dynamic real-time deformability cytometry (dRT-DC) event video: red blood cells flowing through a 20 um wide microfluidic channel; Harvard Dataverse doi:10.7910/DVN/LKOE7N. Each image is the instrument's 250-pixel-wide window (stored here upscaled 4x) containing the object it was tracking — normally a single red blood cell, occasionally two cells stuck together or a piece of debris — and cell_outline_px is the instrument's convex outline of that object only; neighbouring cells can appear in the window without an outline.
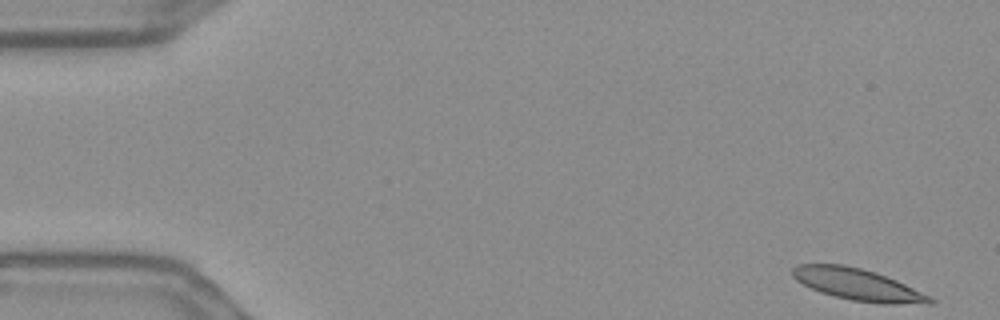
{"species": "Egyptian fruit bat (a non-hibernating species)", "species_latin": "Rousettus aegyptiacus", "temperature_condition": "warm", "stored_images_in_passage": 9, "camera_frame_rate_fps": 3000, "um_per_image_px": 0.085, "frame": {"image": 1, "passage_image": 1, "time_ms": 0.0, "image_size_px": [1000, 320], "cell_outline_px": [[936, 300], [932, 304], [884, 304], [852, 300], [820, 292], [796, 280], [792, 276], [792, 268], [796, 264], [844, 264], [860, 268], [896, 280], [932, 296]], "centroid_in_image_um": [72.94, 24.19], "position_along_channel_um": 12.1, "area_um2": 25.26}}